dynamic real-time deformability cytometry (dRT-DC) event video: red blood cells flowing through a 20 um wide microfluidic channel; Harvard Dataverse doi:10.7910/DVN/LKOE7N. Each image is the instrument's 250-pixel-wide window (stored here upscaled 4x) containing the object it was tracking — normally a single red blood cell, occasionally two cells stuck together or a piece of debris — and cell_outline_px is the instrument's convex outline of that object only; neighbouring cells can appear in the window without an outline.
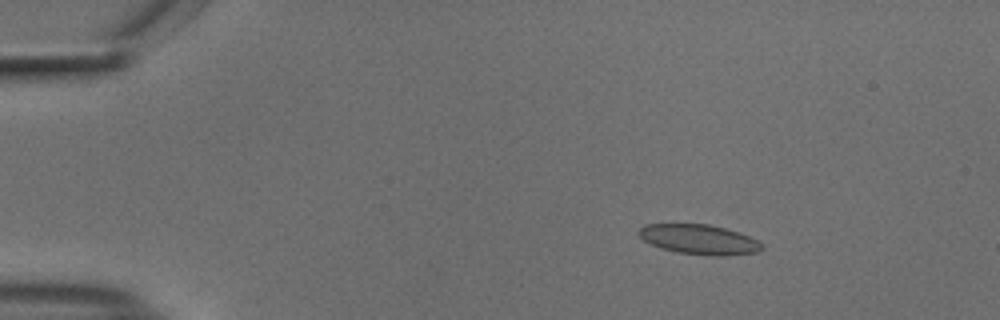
{"species": "common noctule bat (a hibernating species)", "species_latin": "Nyctalus noctula", "temperature_condition": "cold", "stored_images_in_passage": 55, "camera_frame_rate_fps": 3000, "um_per_image_px": 0.085, "animal": {"sex": "male", "body_mass_g": 18.8}, "frame": {"image": 1, "passage_image": 9, "time_ms": 2.667, "image_size_px": [1000, 320], "cell_outline_px": [[764, 248], [756, 252], [724, 256], [712, 256], [680, 252], [660, 248], [644, 240], [636, 232], [644, 224], [708, 224], [740, 232], [760, 240], [764, 244]], "centroid_in_image_um": [59.47, 20.35], "position_along_channel_um": 25.5, "area_um2": 21.5}}
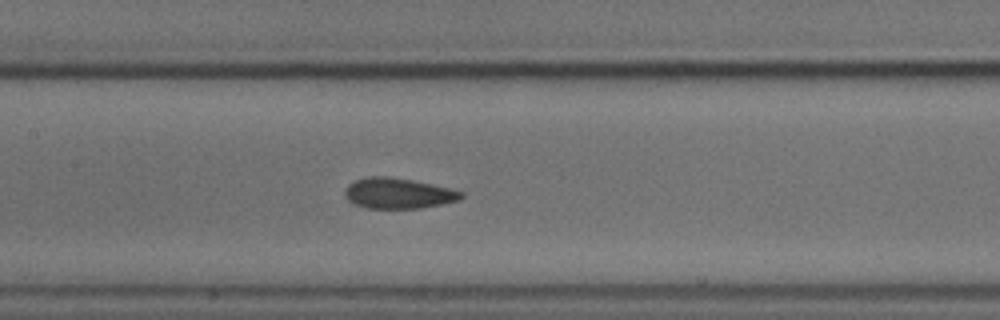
{"frame": {"image": 2, "passage_image": 27, "time_ms": 8.667, "image_size_px": [1000, 320], "cell_outline_px": [[464, 196], [460, 200], [420, 208], [364, 208], [348, 200], [344, 196], [344, 192], [348, 184], [356, 180], [368, 176], [388, 176], [412, 180], [448, 188], [464, 192]], "centroid_in_image_um": [33.83, 16.43], "position_along_channel_um": 173.6, "area_um2": 20.63}}
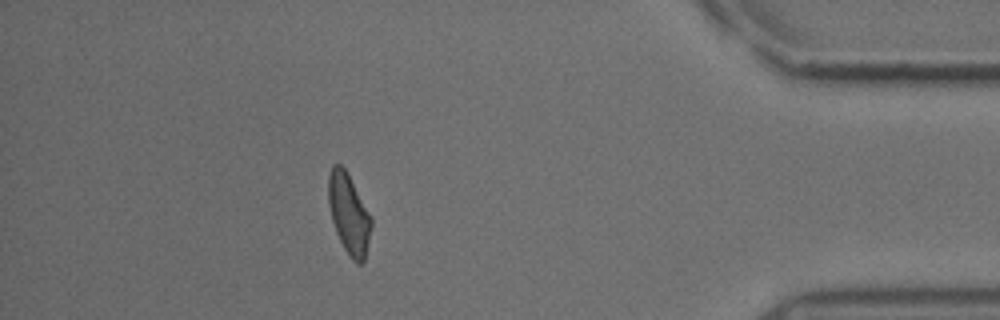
{"frame": {"image": 3, "passage_image": 49, "time_ms": 16.0, "image_size_px": [1000, 320], "cell_outline_px": [[372, 224], [364, 260], [360, 264], [356, 264], [348, 256], [336, 232], [332, 220], [328, 204], [328, 176], [332, 164], [340, 164], [344, 168], [372, 216]], "centroid_in_image_um": [29.64, 18.18], "position_along_channel_um": 405.6, "area_um2": 20.0}, "authors_computed_cell_mechanics": {"area_um2": 20.8658, "velocity_mm_per_s": 3.7268, "shape_relaxation_time_tau1_ms": 3.816, "shape_relaxation_time_tau2_ms": 1.539, "deformation_change_tau1": 0.1027, "deformation_change_tau2": 0.0677}}